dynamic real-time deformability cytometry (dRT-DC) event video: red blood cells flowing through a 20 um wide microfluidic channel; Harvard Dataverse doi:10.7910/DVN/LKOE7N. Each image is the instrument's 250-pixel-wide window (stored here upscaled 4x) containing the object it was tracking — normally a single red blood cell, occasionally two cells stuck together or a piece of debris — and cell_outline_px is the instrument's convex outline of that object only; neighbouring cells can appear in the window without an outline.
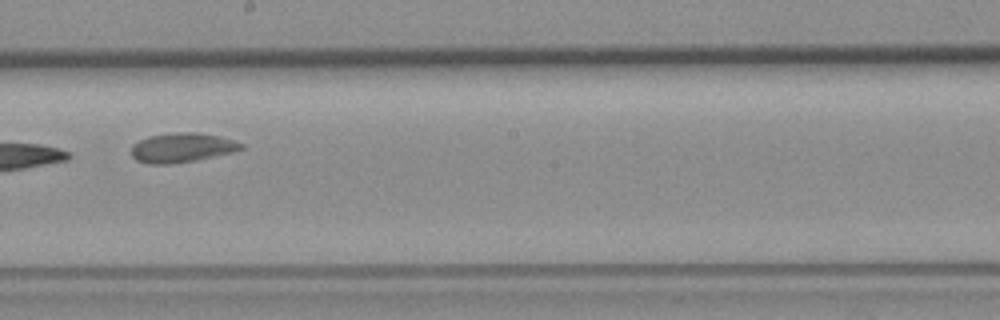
{"species": "common noctule bat (a hibernating species)", "species_latin": "Nyctalus noctula", "temperature_condition": "room temperature", "stored_images_in_passage": 15, "camera_frame_rate_fps": 3000, "um_per_image_px": 0.085, "animal": {"sex": "female", "body_mass_g": 19.3, "forearm_length_mm": 54.1}, "frame": {"image": 1, "passage_image": 9, "time_ms": 10.0, "image_size_px": [1000, 320], "cell_outline_px": [[244, 148], [232, 152], [196, 160], [168, 164], [148, 164], [136, 160], [132, 156], [132, 144], [148, 136], [180, 132], [200, 132], [220, 136], [244, 144]], "centroid_in_image_um": [15.46, 12.54], "position_along_channel_um": 232.7, "area_um2": 18.79}}
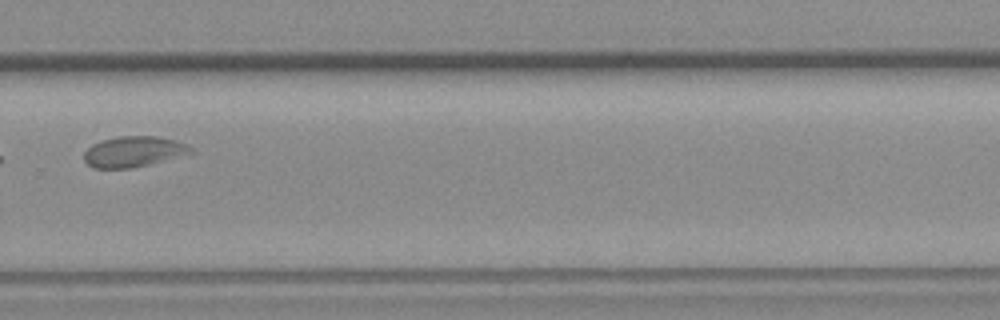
{"frame": {"image": 2, "passage_image": 11, "time_ms": 12.333, "image_size_px": [1000, 320], "cell_outline_px": [[196, 148], [192, 152], [148, 164], [128, 168], [92, 168], [84, 160], [84, 152], [92, 144], [100, 140], [120, 136], [156, 136], [176, 140], [188, 144]], "centroid_in_image_um": [11.34, 12.87], "position_along_channel_um": 318.5, "area_um2": 18.96}, "authors_computed_cell_mechanics": {"area_um2": 17.8024, "velocity_mm_per_s": 3.712, "shape_relaxation_time_tau1_ms": null, "shape_relaxation_time_tau2_ms": 1.3491, "deformation_change_tau1": null, "deformation_change_tau2": 0.044}}